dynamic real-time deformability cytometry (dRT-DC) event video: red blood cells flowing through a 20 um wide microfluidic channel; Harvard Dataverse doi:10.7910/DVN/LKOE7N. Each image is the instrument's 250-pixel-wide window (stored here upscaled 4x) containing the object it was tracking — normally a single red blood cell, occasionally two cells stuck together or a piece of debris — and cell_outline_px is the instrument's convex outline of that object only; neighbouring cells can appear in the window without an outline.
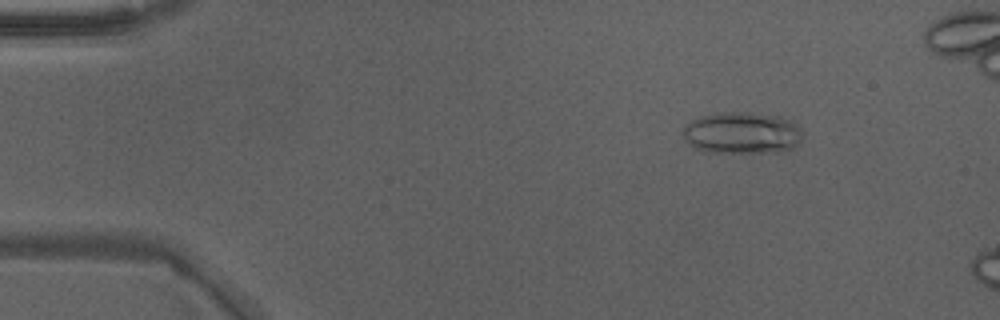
{"species": "Egyptian fruit bat (a non-hibernating species)", "species_latin": "Rousettus aegyptiacus", "temperature_condition": "warm", "stored_images_in_passage": 12, "camera_frame_rate_fps": 3000, "um_per_image_px": 0.085, "animal": {"sex": "male"}, "frame": {"image": 1, "passage_image": 7, "time_ms": 2.0, "image_size_px": [1000, 320], "cell_outline_px": [[800, 140], [792, 148], [780, 152], [704, 152], [688, 144], [684, 140], [680, 132], [684, 124], [700, 116], [720, 112], [736, 112], [780, 116], [796, 124], [800, 132]], "centroid_in_image_um": [62.97, 11.3], "position_along_channel_um": 22.0, "area_um2": 29.13}}